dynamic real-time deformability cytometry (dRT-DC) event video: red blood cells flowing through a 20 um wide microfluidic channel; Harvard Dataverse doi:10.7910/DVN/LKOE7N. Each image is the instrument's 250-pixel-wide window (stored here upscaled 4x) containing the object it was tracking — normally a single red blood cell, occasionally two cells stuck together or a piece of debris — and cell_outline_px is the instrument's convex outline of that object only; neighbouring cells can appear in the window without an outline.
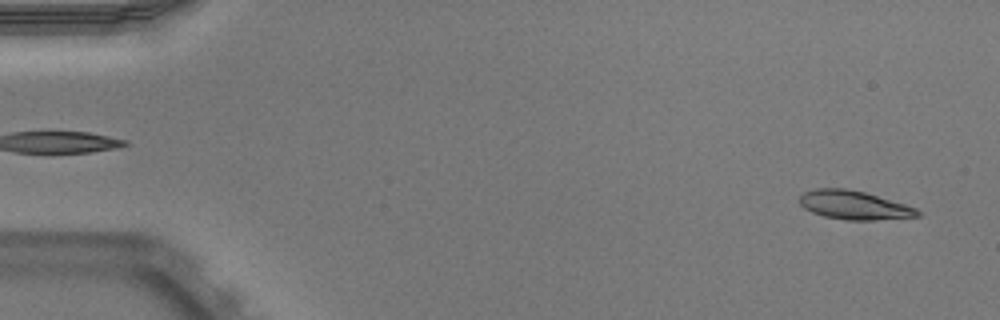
{"species": "Egyptian fruit bat (a non-hibernating species)", "species_latin": "Rousettus aegyptiacus", "temperature_condition": "warm", "stored_images_in_passage": 50, "camera_frame_rate_fps": 3000, "um_per_image_px": 0.085, "animal": {"sex": "male"}, "frame": {"image": 1, "passage_image": 2, "time_ms": 0.333, "image_size_px": [1000, 320], "cell_outline_px": [[920, 216], [872, 220], [844, 220], [824, 216], [812, 212], [804, 208], [800, 204], [800, 196], [804, 192], [816, 188], [844, 188], [864, 192], [904, 204], [916, 208], [920, 212]], "centroid_in_image_um": [72.57, 17.44], "position_along_channel_um": 12.4, "area_um2": 19.54}}
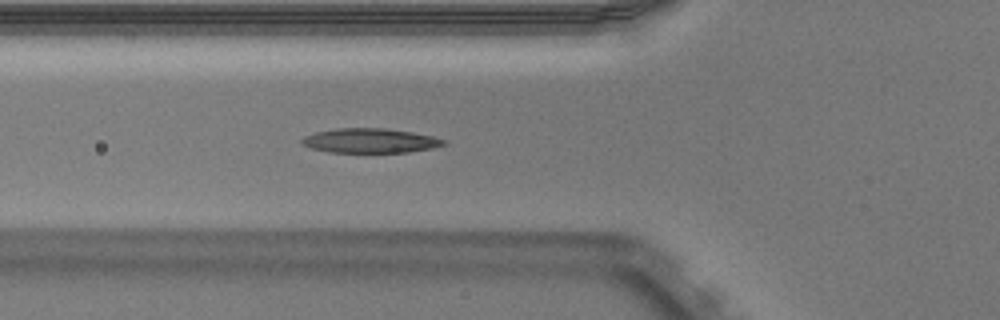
{"frame": {"image": 2, "passage_image": 18, "time_ms": 5.667, "image_size_px": [1000, 320], "cell_outline_px": [[448, 144], [432, 148], [408, 152], [328, 152], [312, 148], [300, 144], [300, 140], [304, 136], [316, 132], [336, 128], [384, 128], [412, 132], [432, 136], [448, 140]], "centroid_in_image_um": [31.47, 11.95], "position_along_channel_um": 94.3, "area_um2": 20.35}}
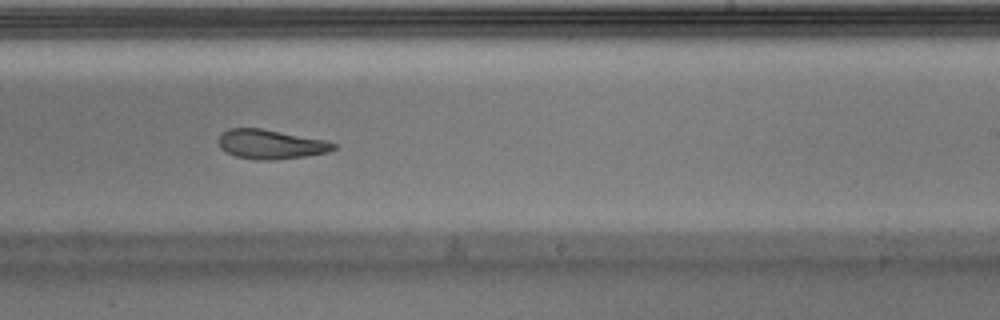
{"frame": {"image": 3, "passage_image": 31, "time_ms": 10.0, "image_size_px": [1000, 320], "cell_outline_px": [[336, 148], [328, 152], [304, 156], [272, 160], [256, 160], [236, 156], [220, 148], [220, 136], [228, 128], [260, 128], [324, 140], [336, 144]], "centroid_in_image_um": [23.01, 12.27], "position_along_channel_um": 266.0, "area_um2": 19.31}, "authors_computed_cell_mechanics": {"area_um2": 20.3167, "velocity_mm_per_s": 3.9484, "shape_relaxation_time_tau1_ms": null, "shape_relaxation_time_tau2_ms": 1.6486, "deformation_change_tau1": null, "deformation_change_tau2": 0.0778}}